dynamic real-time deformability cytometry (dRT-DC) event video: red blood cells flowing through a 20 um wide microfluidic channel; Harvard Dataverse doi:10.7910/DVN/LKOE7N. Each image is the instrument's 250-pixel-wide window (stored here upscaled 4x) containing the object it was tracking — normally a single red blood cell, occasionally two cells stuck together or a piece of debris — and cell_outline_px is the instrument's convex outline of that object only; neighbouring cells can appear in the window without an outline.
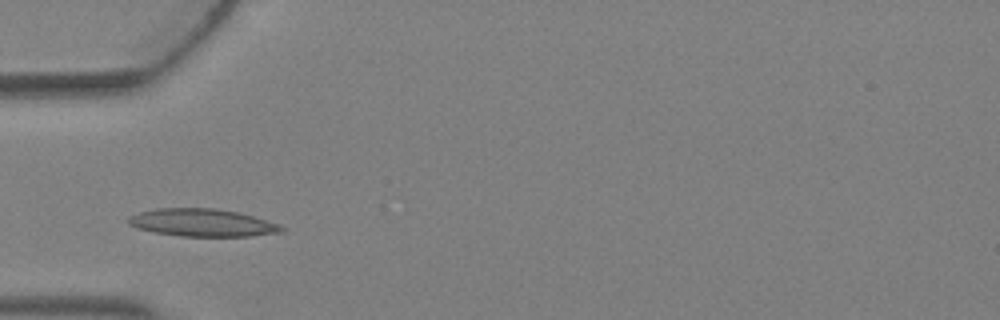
{"species": "Egyptian fruit bat (a non-hibernating species)", "species_latin": "Rousettus aegyptiacus", "temperature_condition": "warm", "stored_images_in_passage": 2, "camera_frame_rate_fps": 3000, "um_per_image_px": 0.085, "animal": {"sex": "female"}, "frame": {"image": 1, "passage_image": 2, "time_ms": 0.333, "image_size_px": [1000, 320], "cell_outline_px": [[284, 232], [252, 236], [180, 236], [152, 232], [128, 224], [128, 216], [140, 212], [156, 208], [216, 208], [240, 212], [276, 224], [284, 228]], "centroid_in_image_um": [17.17, 18.92], "position_along_channel_um": 67.8, "area_um2": 24.57}}